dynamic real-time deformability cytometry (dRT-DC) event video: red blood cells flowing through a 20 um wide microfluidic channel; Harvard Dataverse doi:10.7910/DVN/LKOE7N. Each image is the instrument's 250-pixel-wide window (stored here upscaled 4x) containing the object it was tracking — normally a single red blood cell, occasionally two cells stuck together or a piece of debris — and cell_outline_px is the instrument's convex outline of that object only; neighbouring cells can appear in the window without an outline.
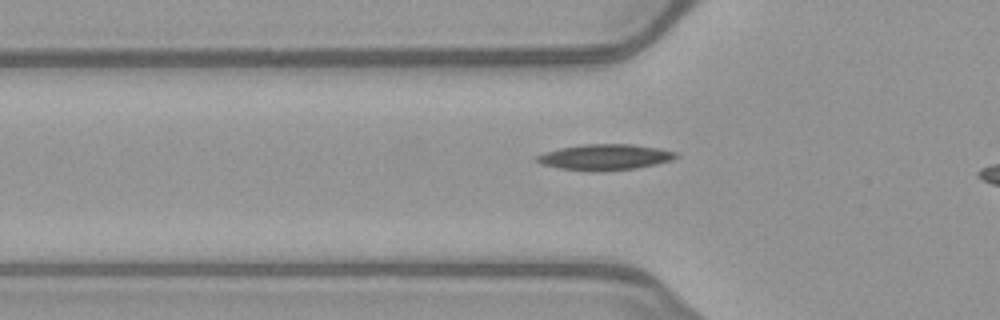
{"species": "common noctule bat (a hibernating species)", "species_latin": "Nyctalus noctula", "temperature_condition": "warm", "stored_images_in_passage": 37, "camera_frame_rate_fps": 3000, "um_per_image_px": 0.085, "animal": {"sex": "female", "body_mass_g": 21.9}, "frame": {"image": 1, "passage_image": 12, "time_ms": 3.667, "image_size_px": [1000, 320], "cell_outline_px": [[680, 156], [672, 160], [656, 164], [636, 168], [560, 168], [540, 164], [536, 160], [536, 156], [544, 152], [560, 148], [584, 144], [632, 144], [660, 148], [676, 152]], "centroid_in_image_um": [51.48, 13.3], "position_along_channel_um": 74.3, "area_um2": 19.94}}
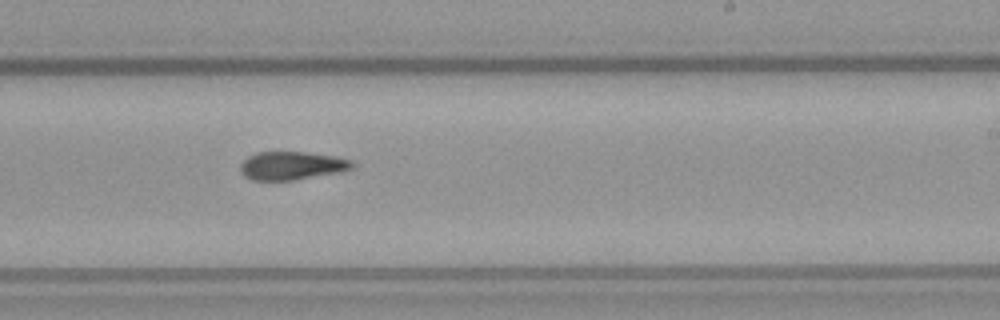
{"frame": {"image": 2, "passage_image": 26, "time_ms": 8.333, "image_size_px": [1000, 320], "cell_outline_px": [[356, 164], [352, 168], [340, 172], [296, 180], [252, 180], [244, 176], [240, 172], [240, 164], [248, 156], [256, 152], [304, 152], [336, 156], [352, 160]], "centroid_in_image_um": [24.81, 14.08], "position_along_channel_um": 264.2, "area_um2": 18.61}}
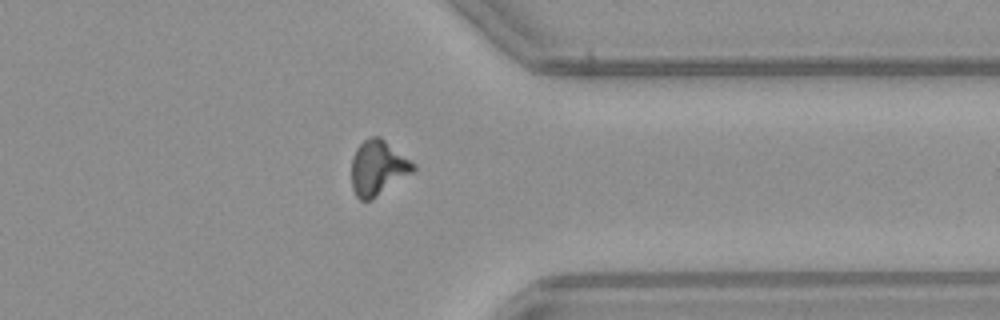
{"frame": {"image": 3, "passage_image": 35, "time_ms": 11.333, "image_size_px": [1000, 320], "cell_outline_px": [[416, 168], [412, 172], [372, 200], [360, 200], [356, 196], [352, 188], [352, 160], [356, 148], [364, 140], [372, 136], [380, 136], [416, 164]], "centroid_in_image_um": [32.12, 14.26], "position_along_channel_um": 379.3, "area_um2": 19.65}}